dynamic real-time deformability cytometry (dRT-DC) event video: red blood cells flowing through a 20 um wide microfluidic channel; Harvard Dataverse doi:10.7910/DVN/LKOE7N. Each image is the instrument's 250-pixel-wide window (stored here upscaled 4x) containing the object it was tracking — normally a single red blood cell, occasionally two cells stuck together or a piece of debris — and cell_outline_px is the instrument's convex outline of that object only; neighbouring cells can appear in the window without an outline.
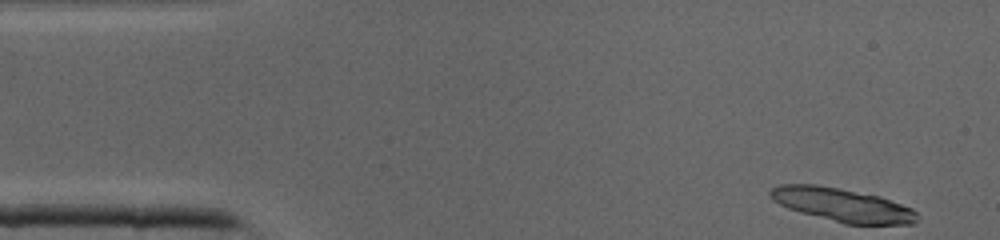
{"species": "common noctule bat (a hibernating species)", "species_latin": "Nyctalus noctula", "temperature_condition": "cold", "stored_images_in_passage": 39, "segment_of_instrument_passage": [1, 2], "camera_frame_rate_fps": 3000, "um_per_image_px": 0.085, "animal": {"sex": "male", "body_mass_g": 19.0, "forearm_length_mm": 50.8}, "frame": {"image": 1, "passage_image": 1, "time_ms": 0.0, "image_size_px": [1000, 240], "cell_outline_px": [[920, 220], [916, 224], [844, 224], [800, 212], [788, 208], [772, 200], [768, 196], [768, 192], [772, 188], [780, 184], [816, 184], [880, 196], [912, 208], [916, 212]], "centroid_in_image_um": [71.6, 17.42], "position_along_channel_um": 13.4, "area_um2": 28.78}}